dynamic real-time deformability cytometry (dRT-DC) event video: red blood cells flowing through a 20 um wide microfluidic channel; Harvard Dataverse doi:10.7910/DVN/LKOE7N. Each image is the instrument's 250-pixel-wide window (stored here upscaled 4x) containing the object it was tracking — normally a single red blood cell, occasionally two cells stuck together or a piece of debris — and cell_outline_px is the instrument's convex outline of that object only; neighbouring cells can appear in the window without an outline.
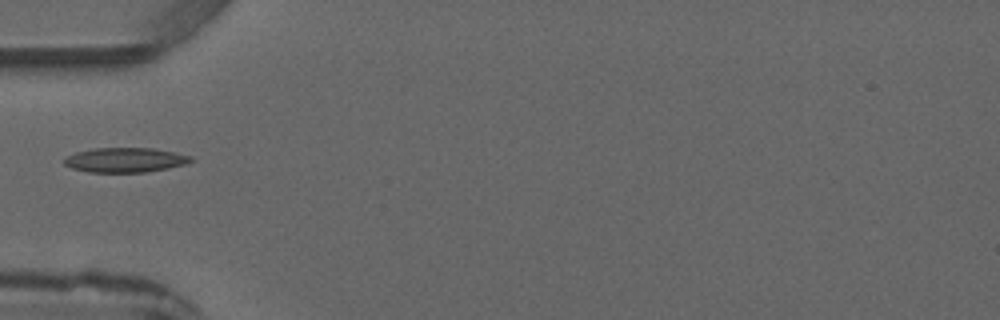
{"species": "common noctule bat (a hibernating species)", "species_latin": "Nyctalus noctula", "temperature_condition": "warm", "stored_images_in_passage": 2, "camera_frame_rate_fps": 3000, "um_per_image_px": 0.085, "animal": {"sex": "male", "forearm_length_mm": 52.5}, "frame": {"image": 1, "passage_image": 2, "time_ms": 1.333, "image_size_px": [1000, 320], "cell_outline_px": [[196, 160], [184, 164], [168, 168], [144, 172], [88, 172], [72, 168], [64, 164], [64, 156], [76, 152], [92, 148], [152, 148], [176, 152], [192, 156]], "centroid_in_image_um": [10.64, 13.59], "position_along_channel_um": 74.4, "area_um2": 18.32}}